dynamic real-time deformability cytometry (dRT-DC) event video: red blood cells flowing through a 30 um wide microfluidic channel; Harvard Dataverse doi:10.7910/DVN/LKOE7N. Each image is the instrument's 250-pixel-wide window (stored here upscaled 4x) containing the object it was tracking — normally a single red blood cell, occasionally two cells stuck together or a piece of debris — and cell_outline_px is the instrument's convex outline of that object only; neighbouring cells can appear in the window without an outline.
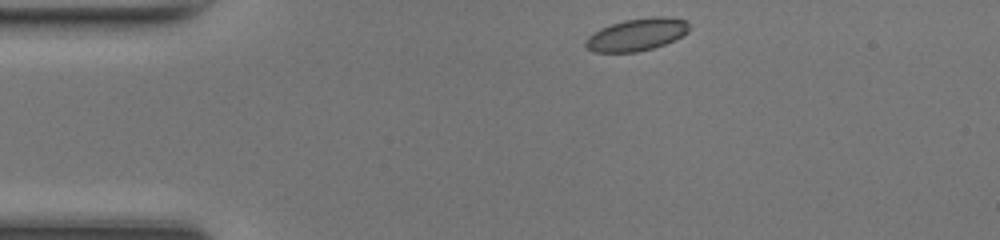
{"species": "common noctule bat (a hibernating species)", "species_latin": "Nyctalus noctula", "temperature_condition": "room temperature", "stored_images_in_passage": 41, "camera_frame_rate_fps": 3000, "um_per_image_px": 0.085, "animal": {"sex": "female", "body_mass_g": 17.0, "forearm_length_mm": 48.0}, "frame": {"image": 1, "passage_image": 1, "time_ms": 0.0, "image_size_px": [1000, 240], "cell_outline_px": [[688, 32], [664, 44], [652, 48], [636, 52], [596, 52], [588, 48], [584, 44], [584, 40], [588, 36], [600, 28], [624, 20], [652, 16], [664, 16], [688, 20]], "centroid_in_image_um": [54.11, 2.92], "position_along_channel_um": 30.9, "area_um2": 19.42}}
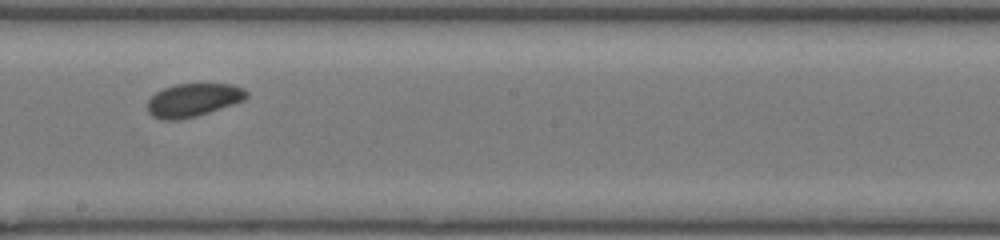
{"frame": {"image": 2, "passage_image": 19, "time_ms": 6.0, "image_size_px": [1000, 240], "cell_outline_px": [[248, 96], [244, 100], [196, 116], [180, 120], [160, 120], [152, 116], [148, 112], [148, 100], [156, 92], [164, 88], [176, 84], [232, 84], [244, 88], [248, 92]], "centroid_in_image_um": [16.41, 8.5], "position_along_channel_um": 231.8, "area_um2": 19.13}}
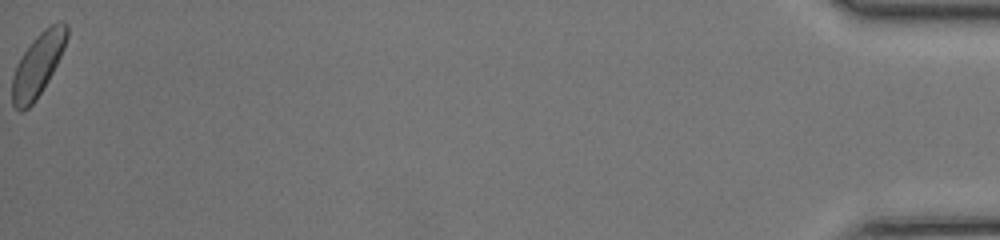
{"frame": {"image": 3, "passage_image": 41, "time_ms": 13.333, "image_size_px": [1000, 240], "cell_outline_px": [[68, 36], [64, 48], [48, 80], [36, 100], [28, 108], [20, 112], [12, 104], [12, 76], [16, 64], [32, 40], [44, 28], [60, 20], [68, 24]], "centroid_in_image_um": [3.21, 5.49], "position_along_channel_um": 432.0, "area_um2": 20.0}, "authors_computed_cell_mechanics": {"area_um2": 19.1896, "velocity_mm_per_s": 4.2115, "shape_relaxation_time_tau1_ms": 1.8059, "shape_relaxation_time_tau2_ms": null, "deformation_change_tau1": 0.0669, "deformation_change_tau2": null}}